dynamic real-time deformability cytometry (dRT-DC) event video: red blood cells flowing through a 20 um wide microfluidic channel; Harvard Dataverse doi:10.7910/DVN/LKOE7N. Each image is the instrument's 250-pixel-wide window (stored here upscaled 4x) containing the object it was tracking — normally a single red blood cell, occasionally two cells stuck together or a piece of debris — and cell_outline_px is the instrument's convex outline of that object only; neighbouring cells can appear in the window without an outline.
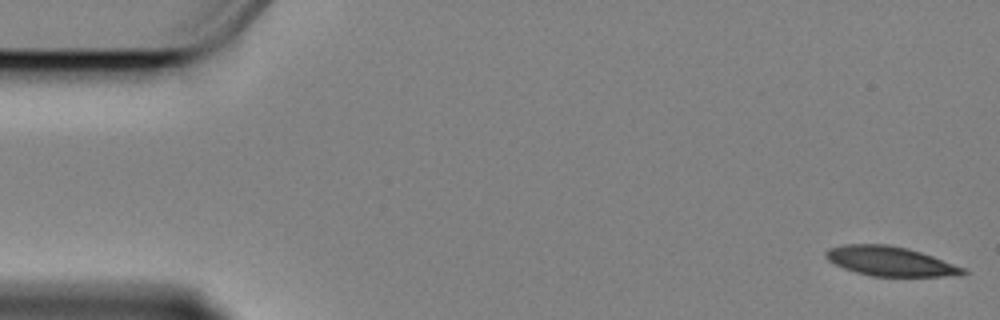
{"species": "Egyptian fruit bat (a non-hibernating species)", "species_latin": "Rousettus aegyptiacus", "temperature_condition": "cold", "stored_images_in_passage": 9, "camera_frame_rate_fps": 3000, "um_per_image_px": 0.085, "animal": {"sex": "female"}, "frame": {"image": 1, "passage_image": 1, "time_ms": 0.0, "image_size_px": [1000, 320], "cell_outline_px": [[968, 272], [944, 276], [872, 276], [856, 272], [844, 268], [828, 260], [824, 256], [824, 252], [828, 248], [844, 244], [888, 244], [908, 248], [968, 268]], "centroid_in_image_um": [75.65, 22.19], "position_along_channel_um": 9.4, "area_um2": 23.52}}